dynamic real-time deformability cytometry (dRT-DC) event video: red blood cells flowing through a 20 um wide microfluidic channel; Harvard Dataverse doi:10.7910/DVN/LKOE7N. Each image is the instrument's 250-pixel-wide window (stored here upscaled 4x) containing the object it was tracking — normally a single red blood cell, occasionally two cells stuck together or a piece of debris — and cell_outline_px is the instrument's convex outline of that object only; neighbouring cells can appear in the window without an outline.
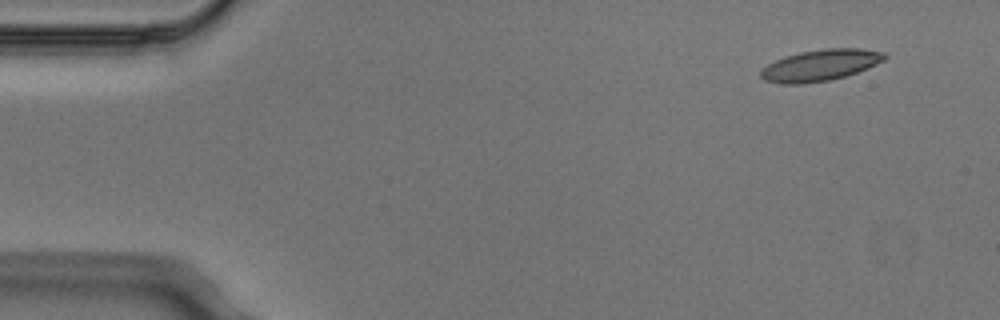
{"species": "Egyptian fruit bat (a non-hibernating species)", "species_latin": "Rousettus aegyptiacus", "temperature_condition": "cold", "stored_images_in_passage": 4, "camera_frame_rate_fps": 3000, "um_per_image_px": 0.085, "animal": {"sex": "male"}, "frame": {"image": 1, "passage_image": 1, "time_ms": 0.0, "image_size_px": [1000, 320], "cell_outline_px": [[888, 56], [884, 60], [868, 68], [844, 76], [828, 80], [804, 84], [780, 84], [764, 80], [760, 76], [760, 68], [784, 56], [800, 52], [824, 48], [860, 48], [884, 52]], "centroid_in_image_um": [69.7, 5.54], "position_along_channel_um": 15.3, "area_um2": 22.72}}